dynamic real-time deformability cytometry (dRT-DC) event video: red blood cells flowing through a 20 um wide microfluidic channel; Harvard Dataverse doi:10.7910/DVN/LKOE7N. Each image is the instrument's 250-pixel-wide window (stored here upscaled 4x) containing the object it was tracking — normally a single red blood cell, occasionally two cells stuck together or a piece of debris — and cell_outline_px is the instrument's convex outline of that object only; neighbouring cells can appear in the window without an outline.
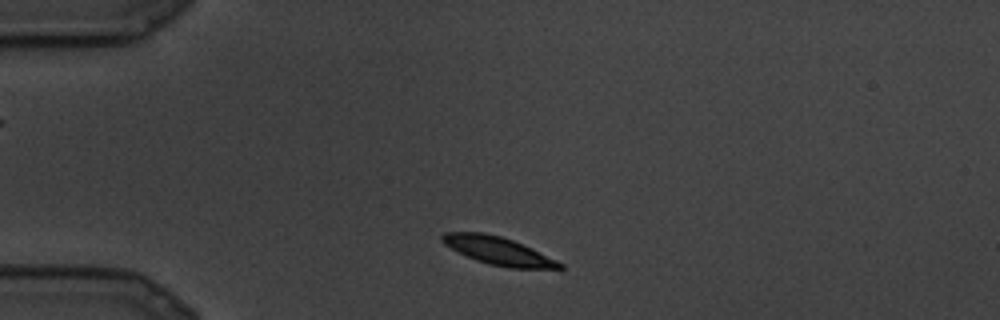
{"species": "common noctule bat (a hibernating species)", "species_latin": "Nyctalus noctula", "temperature_condition": "cold", "stored_images_in_passage": 9, "camera_frame_rate_fps": 3000, "um_per_image_px": 0.085, "animal": {"sex": "male", "body_mass_g": 19.5, "forearm_length_mm": 54.6}, "frame": {"image": 1, "passage_image": 1, "time_ms": 0.0, "image_size_px": [1000, 320], "cell_outline_px": [[564, 268], [508, 268], [488, 264], [476, 260], [444, 244], [440, 240], [440, 236], [444, 232], [484, 232], [500, 236], [512, 240], [532, 248], [564, 264]], "centroid_in_image_um": [42.33, 21.31], "position_along_channel_um": 42.7, "area_um2": 18.9}}
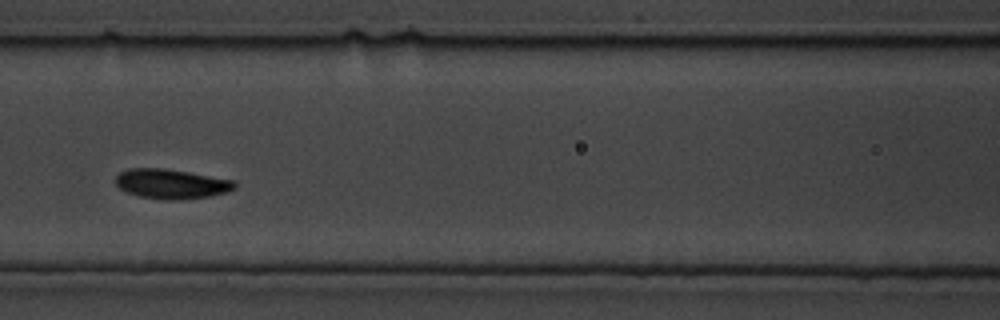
{"frame": {"image": 2, "passage_image": 6, "time_ms": 1.667, "image_size_px": [1000, 320], "cell_outline_px": [[236, 188], [224, 192], [208, 196], [180, 200], [172, 200], [140, 196], [128, 192], [120, 188], [116, 184], [116, 176], [120, 172], [128, 168], [164, 168], [236, 180]], "centroid_in_image_um": [14.57, 15.61], "position_along_channel_um": 152.0, "area_um2": 20.4}}
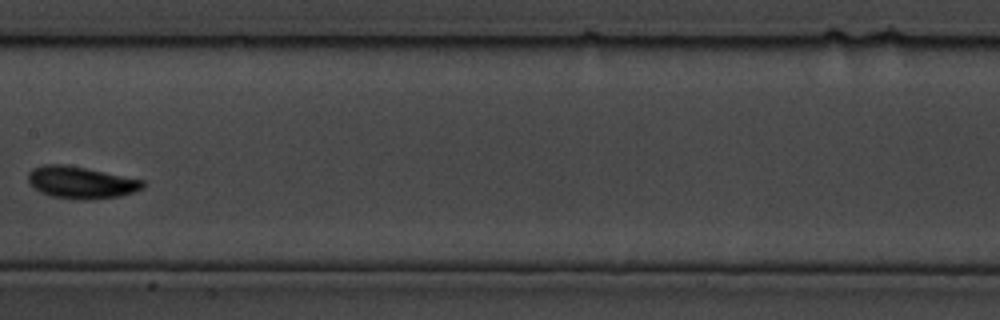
{"frame": {"image": 3, "passage_image": 8, "time_ms": 2.333, "image_size_px": [1000, 320], "cell_outline_px": [[144, 188], [120, 196], [88, 200], [72, 200], [52, 196], [40, 192], [28, 180], [28, 172], [32, 168], [40, 164], [64, 164], [144, 180]], "centroid_in_image_um": [6.86, 15.51], "position_along_channel_um": 200.5, "area_um2": 21.39}}